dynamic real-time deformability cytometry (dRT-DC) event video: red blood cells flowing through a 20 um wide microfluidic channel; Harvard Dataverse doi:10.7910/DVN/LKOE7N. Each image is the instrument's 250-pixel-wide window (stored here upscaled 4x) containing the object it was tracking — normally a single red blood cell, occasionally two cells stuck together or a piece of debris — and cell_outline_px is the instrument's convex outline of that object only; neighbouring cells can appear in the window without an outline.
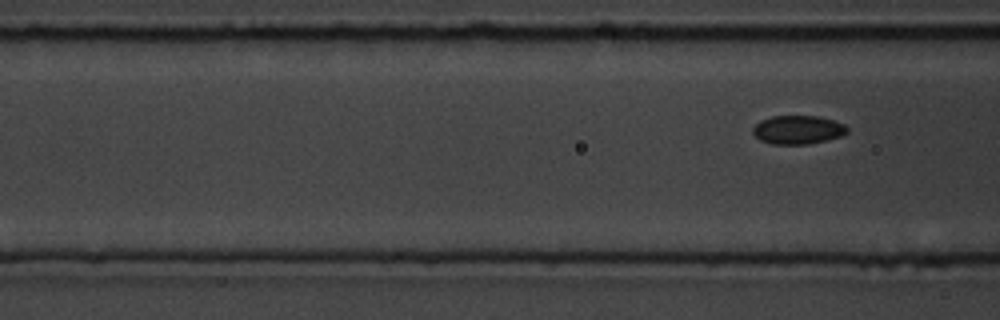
{"species": "common noctule bat (a hibernating species)", "species_latin": "Nyctalus noctula", "temperature_condition": "room temperature", "stored_images_in_passage": 8, "segment_of_instrument_passage": [2, 2], "camera_frame_rate_fps": 3000, "um_per_image_px": 0.085, "animal": {"sex": "male", "body_mass_g": 19.5, "forearm_length_mm": 54.6}, "frame": {"image": 1, "passage_image": 8, "time_ms": 8.0, "image_size_px": [1000, 320], "cell_outline_px": [[848, 132], [840, 136], [828, 140], [808, 144], [772, 144], [760, 140], [752, 132], [752, 128], [760, 120], [772, 116], [820, 116], [844, 124], [848, 128]], "centroid_in_image_um": [67.82, 11.03], "position_along_channel_um": 98.8, "area_um2": 15.78}}